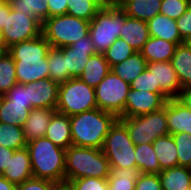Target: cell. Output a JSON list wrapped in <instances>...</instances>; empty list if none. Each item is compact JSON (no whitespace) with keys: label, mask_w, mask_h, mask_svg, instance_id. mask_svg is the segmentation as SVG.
<instances>
[{"label":"cell","mask_w":191,"mask_h":190,"mask_svg":"<svg viewBox=\"0 0 191 190\" xmlns=\"http://www.w3.org/2000/svg\"><path fill=\"white\" fill-rule=\"evenodd\" d=\"M45 137L65 150L73 145L70 117L55 111L49 125L47 126Z\"/></svg>","instance_id":"ffe728a7"},{"label":"cell","mask_w":191,"mask_h":190,"mask_svg":"<svg viewBox=\"0 0 191 190\" xmlns=\"http://www.w3.org/2000/svg\"><path fill=\"white\" fill-rule=\"evenodd\" d=\"M176 46L170 41L150 36L140 52L147 63L168 62L173 57Z\"/></svg>","instance_id":"603a6c76"},{"label":"cell","mask_w":191,"mask_h":190,"mask_svg":"<svg viewBox=\"0 0 191 190\" xmlns=\"http://www.w3.org/2000/svg\"><path fill=\"white\" fill-rule=\"evenodd\" d=\"M130 84L110 72L95 88L97 108L118 118L123 114Z\"/></svg>","instance_id":"30bf717a"},{"label":"cell","mask_w":191,"mask_h":190,"mask_svg":"<svg viewBox=\"0 0 191 190\" xmlns=\"http://www.w3.org/2000/svg\"><path fill=\"white\" fill-rule=\"evenodd\" d=\"M161 2L162 0H120L117 4L128 17L147 22L160 14Z\"/></svg>","instance_id":"7402d4cb"},{"label":"cell","mask_w":191,"mask_h":190,"mask_svg":"<svg viewBox=\"0 0 191 190\" xmlns=\"http://www.w3.org/2000/svg\"><path fill=\"white\" fill-rule=\"evenodd\" d=\"M152 146L161 170L179 166L177 146L171 134L157 138Z\"/></svg>","instance_id":"484cf974"},{"label":"cell","mask_w":191,"mask_h":190,"mask_svg":"<svg viewBox=\"0 0 191 190\" xmlns=\"http://www.w3.org/2000/svg\"><path fill=\"white\" fill-rule=\"evenodd\" d=\"M189 0H162L160 14L177 20L190 6Z\"/></svg>","instance_id":"f35d334b"},{"label":"cell","mask_w":191,"mask_h":190,"mask_svg":"<svg viewBox=\"0 0 191 190\" xmlns=\"http://www.w3.org/2000/svg\"><path fill=\"white\" fill-rule=\"evenodd\" d=\"M135 50L122 38H118L103 54L110 67L127 60Z\"/></svg>","instance_id":"8d00e7d4"},{"label":"cell","mask_w":191,"mask_h":190,"mask_svg":"<svg viewBox=\"0 0 191 190\" xmlns=\"http://www.w3.org/2000/svg\"><path fill=\"white\" fill-rule=\"evenodd\" d=\"M51 45L41 34L8 48L15 61L18 83L26 84L49 78L47 54Z\"/></svg>","instance_id":"6da1fadb"},{"label":"cell","mask_w":191,"mask_h":190,"mask_svg":"<svg viewBox=\"0 0 191 190\" xmlns=\"http://www.w3.org/2000/svg\"><path fill=\"white\" fill-rule=\"evenodd\" d=\"M5 96L11 101V104L30 105L32 107L25 84L16 83Z\"/></svg>","instance_id":"b9f144b4"},{"label":"cell","mask_w":191,"mask_h":190,"mask_svg":"<svg viewBox=\"0 0 191 190\" xmlns=\"http://www.w3.org/2000/svg\"><path fill=\"white\" fill-rule=\"evenodd\" d=\"M56 184L53 181L31 177L29 180L17 185V190H54Z\"/></svg>","instance_id":"ee69618b"},{"label":"cell","mask_w":191,"mask_h":190,"mask_svg":"<svg viewBox=\"0 0 191 190\" xmlns=\"http://www.w3.org/2000/svg\"><path fill=\"white\" fill-rule=\"evenodd\" d=\"M140 175L138 168L111 169L108 177V190H134Z\"/></svg>","instance_id":"4dcf8cb0"},{"label":"cell","mask_w":191,"mask_h":190,"mask_svg":"<svg viewBox=\"0 0 191 190\" xmlns=\"http://www.w3.org/2000/svg\"><path fill=\"white\" fill-rule=\"evenodd\" d=\"M54 190H73V188L69 183L63 182V183H57L54 186Z\"/></svg>","instance_id":"816d5d0a"},{"label":"cell","mask_w":191,"mask_h":190,"mask_svg":"<svg viewBox=\"0 0 191 190\" xmlns=\"http://www.w3.org/2000/svg\"><path fill=\"white\" fill-rule=\"evenodd\" d=\"M56 109L33 108L22 125L26 143L45 137L53 113Z\"/></svg>","instance_id":"ac0fdd59"},{"label":"cell","mask_w":191,"mask_h":190,"mask_svg":"<svg viewBox=\"0 0 191 190\" xmlns=\"http://www.w3.org/2000/svg\"><path fill=\"white\" fill-rule=\"evenodd\" d=\"M31 109L30 105L11 104V101L5 95L0 96V123L22 127Z\"/></svg>","instance_id":"83f0119b"},{"label":"cell","mask_w":191,"mask_h":190,"mask_svg":"<svg viewBox=\"0 0 191 190\" xmlns=\"http://www.w3.org/2000/svg\"><path fill=\"white\" fill-rule=\"evenodd\" d=\"M118 119L99 108L70 116L73 145L101 149L106 135Z\"/></svg>","instance_id":"7a4b0ae2"},{"label":"cell","mask_w":191,"mask_h":190,"mask_svg":"<svg viewBox=\"0 0 191 190\" xmlns=\"http://www.w3.org/2000/svg\"><path fill=\"white\" fill-rule=\"evenodd\" d=\"M69 0H46L48 5V17L67 14Z\"/></svg>","instance_id":"bcb514c9"},{"label":"cell","mask_w":191,"mask_h":190,"mask_svg":"<svg viewBox=\"0 0 191 190\" xmlns=\"http://www.w3.org/2000/svg\"><path fill=\"white\" fill-rule=\"evenodd\" d=\"M8 53V48L5 44H0V59Z\"/></svg>","instance_id":"f5cc1de1"},{"label":"cell","mask_w":191,"mask_h":190,"mask_svg":"<svg viewBox=\"0 0 191 190\" xmlns=\"http://www.w3.org/2000/svg\"><path fill=\"white\" fill-rule=\"evenodd\" d=\"M1 176L15 185L22 184L33 177L30 155L26 147L14 151Z\"/></svg>","instance_id":"e0dca14e"},{"label":"cell","mask_w":191,"mask_h":190,"mask_svg":"<svg viewBox=\"0 0 191 190\" xmlns=\"http://www.w3.org/2000/svg\"><path fill=\"white\" fill-rule=\"evenodd\" d=\"M134 190H163L159 175L140 173Z\"/></svg>","instance_id":"60d3db41"},{"label":"cell","mask_w":191,"mask_h":190,"mask_svg":"<svg viewBox=\"0 0 191 190\" xmlns=\"http://www.w3.org/2000/svg\"><path fill=\"white\" fill-rule=\"evenodd\" d=\"M176 23L183 40L188 36H191V5L186 12L176 20Z\"/></svg>","instance_id":"f6af8a7d"},{"label":"cell","mask_w":191,"mask_h":190,"mask_svg":"<svg viewBox=\"0 0 191 190\" xmlns=\"http://www.w3.org/2000/svg\"><path fill=\"white\" fill-rule=\"evenodd\" d=\"M2 2H10L11 0H0Z\"/></svg>","instance_id":"6f0895ef"},{"label":"cell","mask_w":191,"mask_h":190,"mask_svg":"<svg viewBox=\"0 0 191 190\" xmlns=\"http://www.w3.org/2000/svg\"><path fill=\"white\" fill-rule=\"evenodd\" d=\"M167 100L161 93L138 91L130 88L126 95L124 112L120 117H136L161 110Z\"/></svg>","instance_id":"7c38bea8"},{"label":"cell","mask_w":191,"mask_h":190,"mask_svg":"<svg viewBox=\"0 0 191 190\" xmlns=\"http://www.w3.org/2000/svg\"><path fill=\"white\" fill-rule=\"evenodd\" d=\"M12 9L17 12L28 13L43 23L48 18V5L46 0H11Z\"/></svg>","instance_id":"e575fe53"},{"label":"cell","mask_w":191,"mask_h":190,"mask_svg":"<svg viewBox=\"0 0 191 190\" xmlns=\"http://www.w3.org/2000/svg\"><path fill=\"white\" fill-rule=\"evenodd\" d=\"M47 62L49 69V78L58 84L64 83L69 80V70L66 69L64 59V47L55 48L51 47L47 54Z\"/></svg>","instance_id":"1f68e13d"},{"label":"cell","mask_w":191,"mask_h":190,"mask_svg":"<svg viewBox=\"0 0 191 190\" xmlns=\"http://www.w3.org/2000/svg\"><path fill=\"white\" fill-rule=\"evenodd\" d=\"M30 155L33 177L53 181L65 182V152L46 137L27 143Z\"/></svg>","instance_id":"3957f363"},{"label":"cell","mask_w":191,"mask_h":190,"mask_svg":"<svg viewBox=\"0 0 191 190\" xmlns=\"http://www.w3.org/2000/svg\"><path fill=\"white\" fill-rule=\"evenodd\" d=\"M120 0H105V3H117Z\"/></svg>","instance_id":"11a10c76"},{"label":"cell","mask_w":191,"mask_h":190,"mask_svg":"<svg viewBox=\"0 0 191 190\" xmlns=\"http://www.w3.org/2000/svg\"><path fill=\"white\" fill-rule=\"evenodd\" d=\"M177 99L191 110V86L182 88Z\"/></svg>","instance_id":"c3c4849f"},{"label":"cell","mask_w":191,"mask_h":190,"mask_svg":"<svg viewBox=\"0 0 191 190\" xmlns=\"http://www.w3.org/2000/svg\"><path fill=\"white\" fill-rule=\"evenodd\" d=\"M110 72L111 67L104 54L96 53L91 55L79 79L95 89Z\"/></svg>","instance_id":"cb8c5ba5"},{"label":"cell","mask_w":191,"mask_h":190,"mask_svg":"<svg viewBox=\"0 0 191 190\" xmlns=\"http://www.w3.org/2000/svg\"><path fill=\"white\" fill-rule=\"evenodd\" d=\"M109 161L102 149L71 145L65 152V182L94 177L108 179Z\"/></svg>","instance_id":"277c9868"},{"label":"cell","mask_w":191,"mask_h":190,"mask_svg":"<svg viewBox=\"0 0 191 190\" xmlns=\"http://www.w3.org/2000/svg\"><path fill=\"white\" fill-rule=\"evenodd\" d=\"M0 190H17V185L0 175Z\"/></svg>","instance_id":"f907efd6"},{"label":"cell","mask_w":191,"mask_h":190,"mask_svg":"<svg viewBox=\"0 0 191 190\" xmlns=\"http://www.w3.org/2000/svg\"><path fill=\"white\" fill-rule=\"evenodd\" d=\"M175 145L179 166L191 167V134L186 132L172 134Z\"/></svg>","instance_id":"74e56055"},{"label":"cell","mask_w":191,"mask_h":190,"mask_svg":"<svg viewBox=\"0 0 191 190\" xmlns=\"http://www.w3.org/2000/svg\"><path fill=\"white\" fill-rule=\"evenodd\" d=\"M29 101L33 108L56 109L58 104L59 85L50 78L26 83Z\"/></svg>","instance_id":"9a60e30c"},{"label":"cell","mask_w":191,"mask_h":190,"mask_svg":"<svg viewBox=\"0 0 191 190\" xmlns=\"http://www.w3.org/2000/svg\"><path fill=\"white\" fill-rule=\"evenodd\" d=\"M188 49L191 50V36H188L183 40V43Z\"/></svg>","instance_id":"db71d44e"},{"label":"cell","mask_w":191,"mask_h":190,"mask_svg":"<svg viewBox=\"0 0 191 190\" xmlns=\"http://www.w3.org/2000/svg\"><path fill=\"white\" fill-rule=\"evenodd\" d=\"M0 44H4V40H3L1 29H0Z\"/></svg>","instance_id":"9f6ffc18"},{"label":"cell","mask_w":191,"mask_h":190,"mask_svg":"<svg viewBox=\"0 0 191 190\" xmlns=\"http://www.w3.org/2000/svg\"><path fill=\"white\" fill-rule=\"evenodd\" d=\"M135 161L140 173L159 174L161 172L152 143L135 146Z\"/></svg>","instance_id":"f546056e"},{"label":"cell","mask_w":191,"mask_h":190,"mask_svg":"<svg viewBox=\"0 0 191 190\" xmlns=\"http://www.w3.org/2000/svg\"><path fill=\"white\" fill-rule=\"evenodd\" d=\"M4 44L7 48L19 42L33 39L42 34V23L28 13L17 12L11 8L6 13L5 25L2 28Z\"/></svg>","instance_id":"8fae6325"},{"label":"cell","mask_w":191,"mask_h":190,"mask_svg":"<svg viewBox=\"0 0 191 190\" xmlns=\"http://www.w3.org/2000/svg\"><path fill=\"white\" fill-rule=\"evenodd\" d=\"M163 190L191 189V169L184 166H175L161 170L158 174Z\"/></svg>","instance_id":"d4e9b609"},{"label":"cell","mask_w":191,"mask_h":190,"mask_svg":"<svg viewBox=\"0 0 191 190\" xmlns=\"http://www.w3.org/2000/svg\"><path fill=\"white\" fill-rule=\"evenodd\" d=\"M147 61L142 56L141 52H135L127 60L112 66L111 72L117 75L126 83L130 84L134 81L141 73L146 70Z\"/></svg>","instance_id":"4316f807"},{"label":"cell","mask_w":191,"mask_h":190,"mask_svg":"<svg viewBox=\"0 0 191 190\" xmlns=\"http://www.w3.org/2000/svg\"><path fill=\"white\" fill-rule=\"evenodd\" d=\"M16 83L15 61L7 53L0 59V96H4Z\"/></svg>","instance_id":"d590c367"},{"label":"cell","mask_w":191,"mask_h":190,"mask_svg":"<svg viewBox=\"0 0 191 190\" xmlns=\"http://www.w3.org/2000/svg\"><path fill=\"white\" fill-rule=\"evenodd\" d=\"M170 62L178 75L182 88L191 86V50L184 44L177 45Z\"/></svg>","instance_id":"f1b7e54d"},{"label":"cell","mask_w":191,"mask_h":190,"mask_svg":"<svg viewBox=\"0 0 191 190\" xmlns=\"http://www.w3.org/2000/svg\"><path fill=\"white\" fill-rule=\"evenodd\" d=\"M166 111L169 134L186 132L191 134V110L177 98L168 99L163 107Z\"/></svg>","instance_id":"2e32d148"},{"label":"cell","mask_w":191,"mask_h":190,"mask_svg":"<svg viewBox=\"0 0 191 190\" xmlns=\"http://www.w3.org/2000/svg\"><path fill=\"white\" fill-rule=\"evenodd\" d=\"M73 190H108L107 179L86 177L68 182Z\"/></svg>","instance_id":"ab89813d"},{"label":"cell","mask_w":191,"mask_h":190,"mask_svg":"<svg viewBox=\"0 0 191 190\" xmlns=\"http://www.w3.org/2000/svg\"><path fill=\"white\" fill-rule=\"evenodd\" d=\"M104 4L102 0H69L67 14L91 21Z\"/></svg>","instance_id":"d6a6232c"},{"label":"cell","mask_w":191,"mask_h":190,"mask_svg":"<svg viewBox=\"0 0 191 190\" xmlns=\"http://www.w3.org/2000/svg\"><path fill=\"white\" fill-rule=\"evenodd\" d=\"M90 21L63 14L42 23V35L51 47L63 48L89 35Z\"/></svg>","instance_id":"8992f818"},{"label":"cell","mask_w":191,"mask_h":190,"mask_svg":"<svg viewBox=\"0 0 191 190\" xmlns=\"http://www.w3.org/2000/svg\"><path fill=\"white\" fill-rule=\"evenodd\" d=\"M119 38L129 44L135 52H140L150 38L147 22L126 16Z\"/></svg>","instance_id":"d6986e66"},{"label":"cell","mask_w":191,"mask_h":190,"mask_svg":"<svg viewBox=\"0 0 191 190\" xmlns=\"http://www.w3.org/2000/svg\"><path fill=\"white\" fill-rule=\"evenodd\" d=\"M126 12L117 3H105L90 21L89 35L94 49L103 54L118 38Z\"/></svg>","instance_id":"5b68a950"},{"label":"cell","mask_w":191,"mask_h":190,"mask_svg":"<svg viewBox=\"0 0 191 190\" xmlns=\"http://www.w3.org/2000/svg\"><path fill=\"white\" fill-rule=\"evenodd\" d=\"M11 5L9 2H1L0 3V29L5 25L6 21V13H10L11 11Z\"/></svg>","instance_id":"681fc988"},{"label":"cell","mask_w":191,"mask_h":190,"mask_svg":"<svg viewBox=\"0 0 191 190\" xmlns=\"http://www.w3.org/2000/svg\"><path fill=\"white\" fill-rule=\"evenodd\" d=\"M90 35L64 47L66 69L69 70V79L79 78L91 55L96 54Z\"/></svg>","instance_id":"5bb4252c"},{"label":"cell","mask_w":191,"mask_h":190,"mask_svg":"<svg viewBox=\"0 0 191 190\" xmlns=\"http://www.w3.org/2000/svg\"><path fill=\"white\" fill-rule=\"evenodd\" d=\"M119 120L126 126L135 146L153 143L157 138L169 135L164 108L136 117H119Z\"/></svg>","instance_id":"9c48e42d"},{"label":"cell","mask_w":191,"mask_h":190,"mask_svg":"<svg viewBox=\"0 0 191 190\" xmlns=\"http://www.w3.org/2000/svg\"><path fill=\"white\" fill-rule=\"evenodd\" d=\"M15 150L0 145V175L8 166L9 160Z\"/></svg>","instance_id":"7dc6e473"},{"label":"cell","mask_w":191,"mask_h":190,"mask_svg":"<svg viewBox=\"0 0 191 190\" xmlns=\"http://www.w3.org/2000/svg\"><path fill=\"white\" fill-rule=\"evenodd\" d=\"M95 108V89L79 78H71L59 85L57 112L70 117Z\"/></svg>","instance_id":"ba28073f"},{"label":"cell","mask_w":191,"mask_h":190,"mask_svg":"<svg viewBox=\"0 0 191 190\" xmlns=\"http://www.w3.org/2000/svg\"><path fill=\"white\" fill-rule=\"evenodd\" d=\"M101 149L111 169L137 168L135 145L126 126L119 119L106 135Z\"/></svg>","instance_id":"52a82bcc"},{"label":"cell","mask_w":191,"mask_h":190,"mask_svg":"<svg viewBox=\"0 0 191 190\" xmlns=\"http://www.w3.org/2000/svg\"><path fill=\"white\" fill-rule=\"evenodd\" d=\"M130 88L138 91H148L155 93V79L153 74L146 69L134 81L130 83Z\"/></svg>","instance_id":"7bdbcfd3"},{"label":"cell","mask_w":191,"mask_h":190,"mask_svg":"<svg viewBox=\"0 0 191 190\" xmlns=\"http://www.w3.org/2000/svg\"><path fill=\"white\" fill-rule=\"evenodd\" d=\"M0 145L12 150L25 148L27 143L22 127L0 123Z\"/></svg>","instance_id":"836d02e7"},{"label":"cell","mask_w":191,"mask_h":190,"mask_svg":"<svg viewBox=\"0 0 191 190\" xmlns=\"http://www.w3.org/2000/svg\"><path fill=\"white\" fill-rule=\"evenodd\" d=\"M146 69L155 79V93H161L167 99L179 96L182 86L170 61L147 63Z\"/></svg>","instance_id":"4fadbf2b"},{"label":"cell","mask_w":191,"mask_h":190,"mask_svg":"<svg viewBox=\"0 0 191 190\" xmlns=\"http://www.w3.org/2000/svg\"><path fill=\"white\" fill-rule=\"evenodd\" d=\"M147 26L152 37L167 40L176 45L183 43L176 20L162 14H157L153 19L147 21Z\"/></svg>","instance_id":"44dd1931"}]
</instances>
